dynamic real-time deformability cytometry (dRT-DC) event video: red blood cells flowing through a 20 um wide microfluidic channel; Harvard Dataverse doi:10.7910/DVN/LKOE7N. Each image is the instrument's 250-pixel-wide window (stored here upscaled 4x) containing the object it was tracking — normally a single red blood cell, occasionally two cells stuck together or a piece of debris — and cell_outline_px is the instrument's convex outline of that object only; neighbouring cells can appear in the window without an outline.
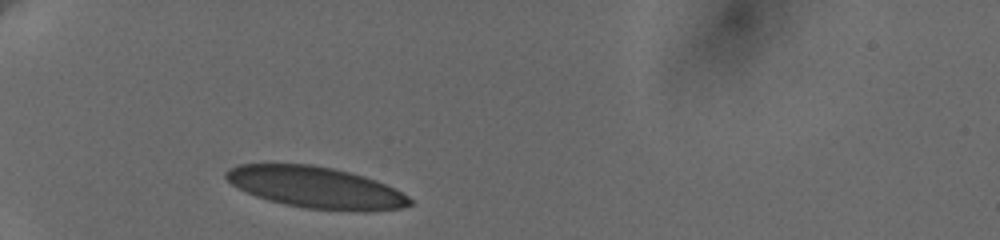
{"species": "human", "species_latin": "Homo sapiens", "temperature_condition": "cold", "stored_images_in_passage": 25, "camera_frame_rate_fps": 3000, "um_per_image_px": 0.085, "donor": {"sex": "female"}, "frame": {"image": 1, "passage_image": 1, "time_ms": 0.0, "image_size_px": [1000, 240], "cell_outline_px": [[412, 204], [400, 208], [368, 212], [356, 212], [304, 208], [284, 204], [268, 200], [256, 196], [232, 184], [224, 176], [224, 172], [228, 168], [236, 164], [312, 164], [332, 168], [364, 176], [376, 180], [408, 196], [412, 200]], "centroid_in_image_um": [26.84, 15.94], "position_along_channel_um": 58.2, "area_um2": 44.39}}
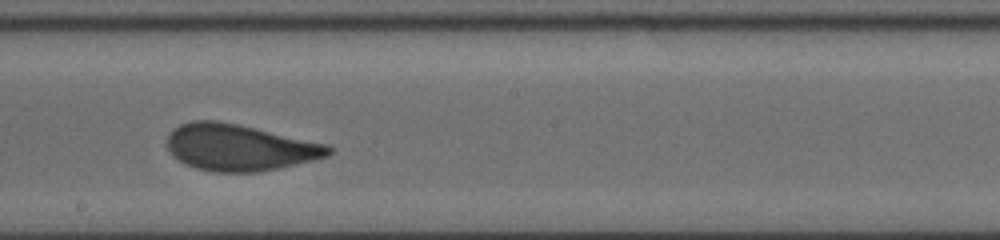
{"frame": {"image": 2, "passage_image": 13, "time_ms": 5.333, "image_size_px": [1000, 240], "cell_outline_px": [[332, 152], [328, 156], [280, 168], [256, 172], [212, 172], [196, 168], [172, 156], [168, 148], [168, 132], [172, 128], [180, 124], [192, 120], [216, 120], [236, 124], [328, 144], [332, 148]], "centroid_in_image_um": [20.33, 12.53], "position_along_channel_um": 227.9, "area_um2": 43.58}}
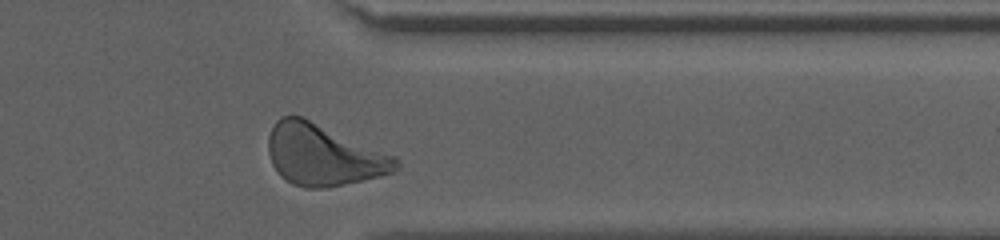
{"frame": {"image": 3, "passage_image": 23, "time_ms": 9.667, "image_size_px": [1000, 240], "cell_outline_px": [[400, 168], [392, 172], [380, 176], [328, 188], [304, 188], [292, 184], [284, 180], [280, 176], [272, 164], [268, 152], [268, 136], [276, 120], [280, 116], [300, 116], [396, 156], [400, 164]], "centroid_in_image_um": [27.48, 13.19], "position_along_channel_um": 383.9, "area_um2": 45.55}, "authors_computed_cell_mechanics": {"area_um2": 44.1592, "velocity_mm_per_s": 3.6268, "shape_relaxation_time_tau1_ms": 4.319, "shape_relaxation_time_tau2_ms": null, "deformation_change_tau1": 0.1507, "deformation_change_tau2": null}}